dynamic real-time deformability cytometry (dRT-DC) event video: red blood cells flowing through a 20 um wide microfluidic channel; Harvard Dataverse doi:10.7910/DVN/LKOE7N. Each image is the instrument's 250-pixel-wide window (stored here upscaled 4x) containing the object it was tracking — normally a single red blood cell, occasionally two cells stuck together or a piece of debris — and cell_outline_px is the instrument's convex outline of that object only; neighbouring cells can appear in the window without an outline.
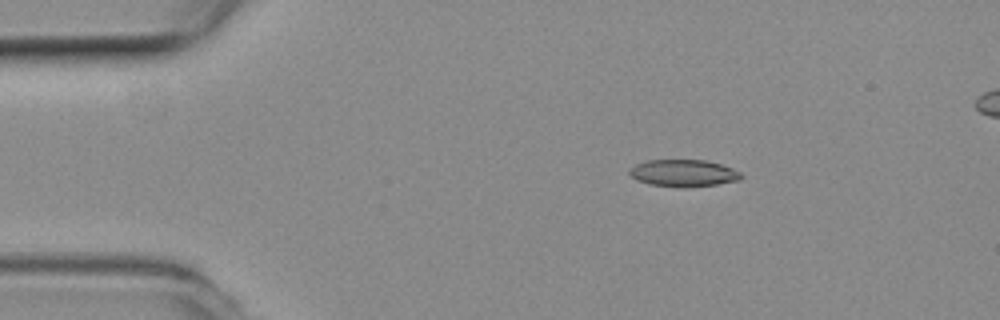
{"species": "common noctule bat (a hibernating species)", "species_latin": "Nyctalus noctula", "temperature_condition": "room temperature", "stored_images_in_passage": 2, "camera_frame_rate_fps": 3000, "um_per_image_px": 0.085, "animal": {"sex": "female", "body_mass_g": 19.3, "forearm_length_mm": 54.1}, "frame": {"image": 1, "passage_image": 1, "time_ms": 0.0, "image_size_px": [1000, 320], "cell_outline_px": [[744, 176], [740, 180], [716, 184], [684, 188], [648, 184], [636, 180], [628, 172], [628, 168], [636, 164], [648, 160], [704, 160], [720, 164], [732, 168], [740, 172]], "centroid_in_image_um": [58.08, 14.72], "position_along_channel_um": 26.9, "area_um2": 17.69}}